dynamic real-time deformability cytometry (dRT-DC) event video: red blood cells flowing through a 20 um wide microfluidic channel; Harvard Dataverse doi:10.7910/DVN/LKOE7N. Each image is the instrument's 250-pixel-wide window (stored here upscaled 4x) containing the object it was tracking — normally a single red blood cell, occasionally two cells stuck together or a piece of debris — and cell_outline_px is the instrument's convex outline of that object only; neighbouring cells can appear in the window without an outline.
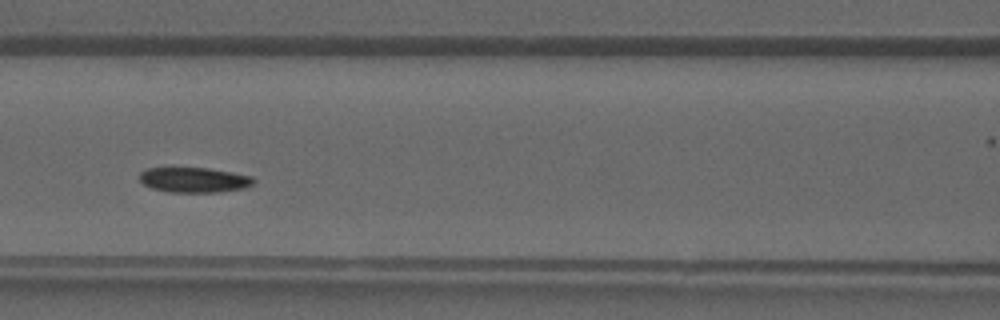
{"species": "common noctule bat (a hibernating species)", "species_latin": "Nyctalus noctula", "temperature_condition": "warm", "stored_images_in_passage": 36, "camera_frame_rate_fps": 3000, "um_per_image_px": 0.085, "animal": {"sex": "male", "forearm_length_mm": 52.5}, "frame": {"image": 1, "passage_image": 13, "time_ms": 4.0, "image_size_px": [1000, 320], "cell_outline_px": [[256, 180], [252, 184], [244, 188], [216, 192], [168, 192], [152, 188], [144, 184], [140, 180], [140, 172], [148, 168], [208, 168], [232, 172], [252, 176]], "centroid_in_image_um": [16.51, 15.29], "position_along_channel_um": 150.1, "area_um2": 16.59}}
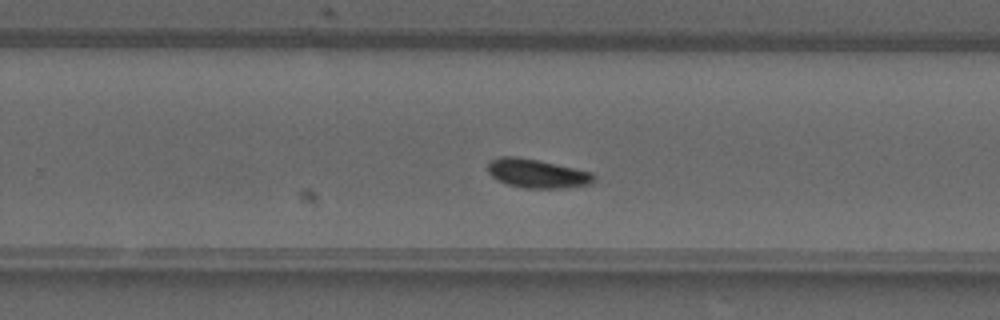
{"frame": {"image": 2, "passage_image": 21, "time_ms": 6.667, "image_size_px": [1000, 320], "cell_outline_px": [[596, 180], [592, 184], [564, 188], [524, 188], [508, 184], [496, 180], [488, 172], [488, 160], [500, 156], [516, 156], [540, 160], [592, 172], [596, 176]], "centroid_in_image_um": [45.66, 14.74], "position_along_channel_um": 284.1, "area_um2": 18.15}}
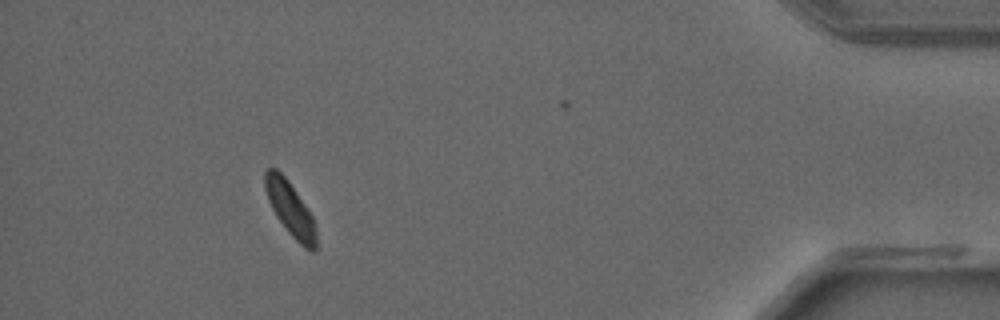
{"frame": {"image": 3, "passage_image": 32, "time_ms": 10.333, "image_size_px": [1000, 320], "cell_outline_px": [[316, 248], [312, 252], [304, 248], [288, 232], [276, 216], [268, 200], [264, 188], [264, 172], [268, 168], [276, 168], [288, 180], [312, 216], [316, 228]], "centroid_in_image_um": [24.65, 17.75], "position_along_channel_um": 410.5, "area_um2": 16.01}}